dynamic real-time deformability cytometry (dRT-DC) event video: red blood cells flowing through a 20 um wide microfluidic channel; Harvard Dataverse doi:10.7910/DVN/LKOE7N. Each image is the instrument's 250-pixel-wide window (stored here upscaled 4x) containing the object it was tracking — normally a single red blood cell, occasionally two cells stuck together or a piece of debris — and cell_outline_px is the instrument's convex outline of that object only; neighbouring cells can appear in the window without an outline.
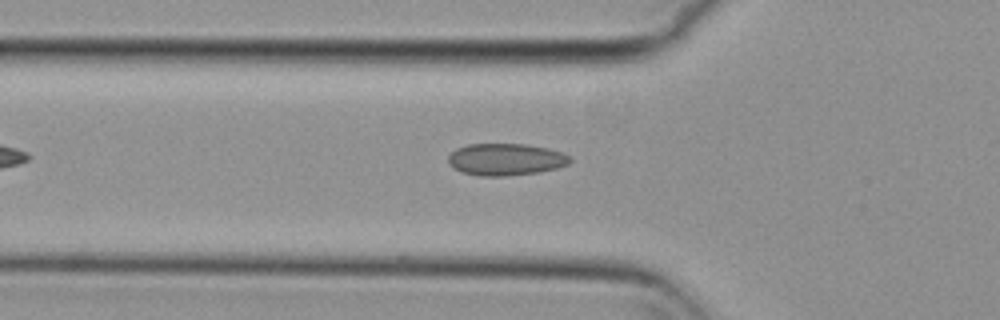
{"species": "common noctule bat (a hibernating species)", "species_latin": "Nyctalus noctula", "temperature_condition": "cold", "stored_images_in_passage": 38, "camera_frame_rate_fps": 3000, "um_per_image_px": 0.085, "animal": {"sex": "female", "body_mass_g": 29.2, "forearm_length_mm": 56.3}, "frame": {"image": 1, "passage_image": 9, "time_ms": 2.667, "image_size_px": [1000, 320], "cell_outline_px": [[572, 160], [568, 164], [556, 168], [536, 172], [508, 176], [476, 176], [460, 172], [452, 168], [448, 164], [448, 156], [456, 148], [468, 144], [524, 144], [548, 148], [560, 152], [568, 156]], "centroid_in_image_um": [42.92, 13.56], "position_along_channel_um": 82.9, "area_um2": 22.77}}
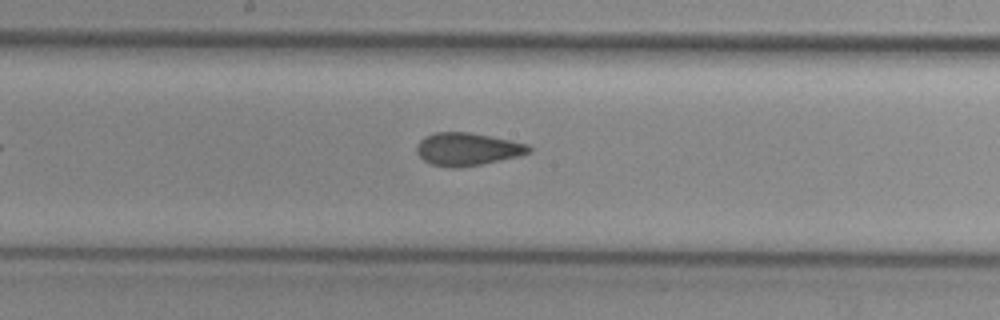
{"frame": {"image": 2, "passage_image": 19, "time_ms": 6.0, "image_size_px": [1000, 320], "cell_outline_px": [[532, 152], [520, 156], [460, 168], [448, 168], [432, 164], [424, 160], [416, 152], [416, 144], [424, 136], [436, 132], [468, 132], [528, 144], [532, 148]], "centroid_in_image_um": [39.71, 12.68], "position_along_channel_um": 208.5, "area_um2": 21.44}}
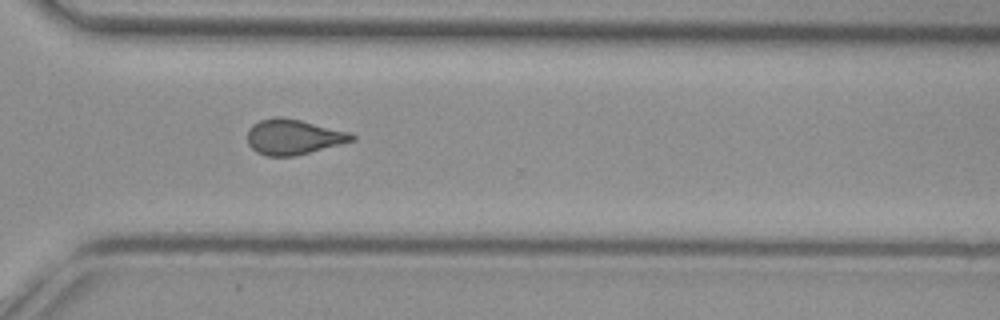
{"frame": {"image": 3, "passage_image": 30, "time_ms": 9.667, "image_size_px": [1000, 320], "cell_outline_px": [[356, 140], [296, 156], [264, 156], [256, 152], [248, 144], [248, 128], [252, 124], [260, 120], [276, 116], [280, 116], [300, 120], [352, 132], [356, 136]], "centroid_in_image_um": [24.95, 11.64], "position_along_channel_um": 345.7, "area_um2": 21.73}}